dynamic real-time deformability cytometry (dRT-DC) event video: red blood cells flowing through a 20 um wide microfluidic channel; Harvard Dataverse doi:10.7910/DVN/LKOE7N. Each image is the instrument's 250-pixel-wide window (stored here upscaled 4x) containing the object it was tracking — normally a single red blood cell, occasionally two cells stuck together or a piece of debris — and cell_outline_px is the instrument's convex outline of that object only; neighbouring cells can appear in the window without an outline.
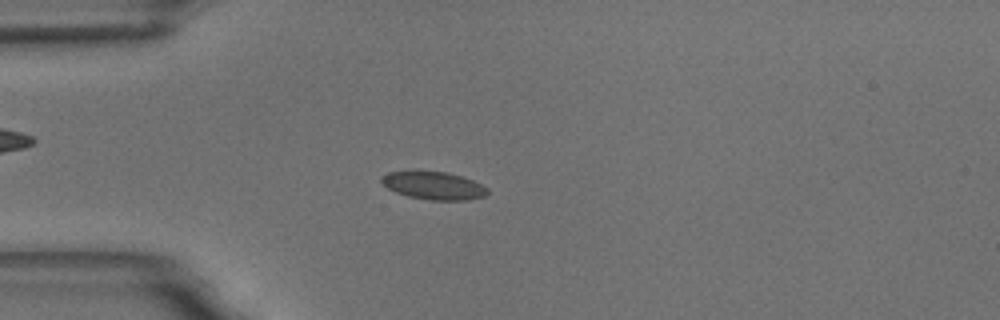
{"species": "common noctule bat (a hibernating species)", "species_latin": "Nyctalus noctula", "temperature_condition": "room temperature", "stored_images_in_passage": 52, "camera_frame_rate_fps": 3000, "um_per_image_px": 0.085, "animal": {"sex": "male", "body_mass_g": 18.8}, "frame": {"image": 1, "passage_image": 10, "time_ms": 3.0, "image_size_px": [1000, 320], "cell_outline_px": [[488, 192], [484, 196], [468, 200], [432, 200], [408, 196], [396, 192], [388, 188], [380, 180], [380, 176], [388, 172], [412, 168], [448, 172], [472, 180], [488, 188]], "centroid_in_image_um": [36.79, 15.72], "position_along_channel_um": 48.2, "area_um2": 17.74}}
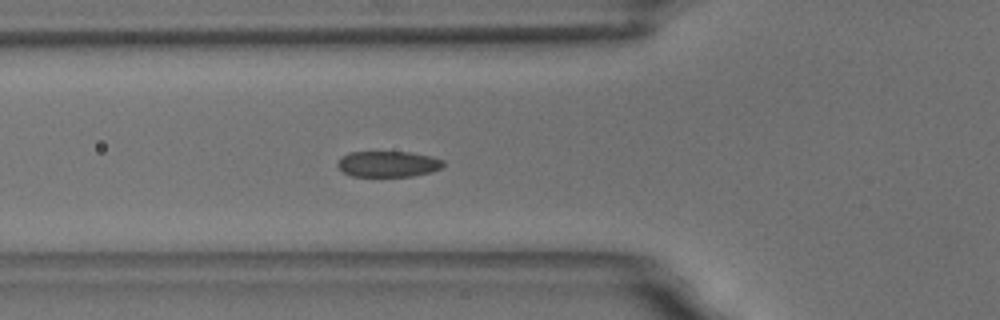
{"frame": {"image": 2, "passage_image": 15, "time_ms": 4.667, "image_size_px": [1000, 320], "cell_outline_px": [[444, 164], [440, 168], [432, 172], [412, 176], [352, 176], [344, 172], [336, 164], [348, 152], [408, 152], [428, 156], [444, 160]], "centroid_in_image_um": [33.0, 13.94], "position_along_channel_um": 92.8, "area_um2": 15.72}}
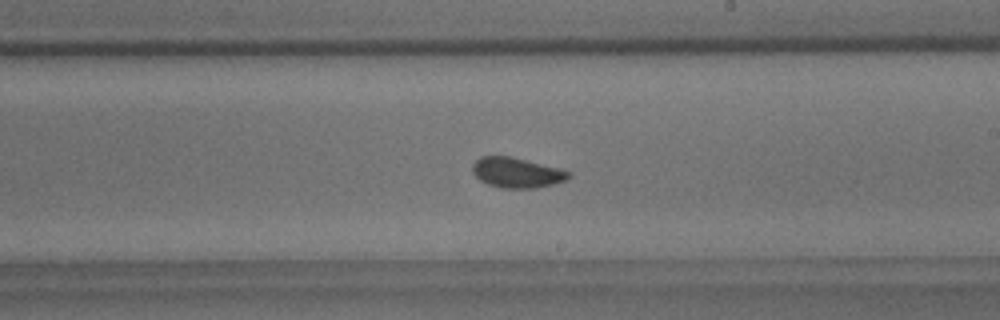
{"frame": {"image": 3, "passage_image": 28, "time_ms": 9.0, "image_size_px": [1000, 320], "cell_outline_px": [[572, 176], [564, 180], [552, 184], [536, 188], [500, 188], [488, 184], [480, 180], [472, 172], [472, 164], [480, 156], [512, 156], [560, 168], [572, 172]], "centroid_in_image_um": [43.92, 14.66], "position_along_channel_um": 245.1, "area_um2": 17.05}, "authors_computed_cell_mechanics": {"area_um2": 16.9354, "velocity_mm_per_s": 3.5048, "shape_relaxation_time_tau1_ms": 2.3804, "shape_relaxation_time_tau2_ms": 1.2094, "deformation_change_tau1": 0.0757, "deformation_change_tau2": 0.0537}}